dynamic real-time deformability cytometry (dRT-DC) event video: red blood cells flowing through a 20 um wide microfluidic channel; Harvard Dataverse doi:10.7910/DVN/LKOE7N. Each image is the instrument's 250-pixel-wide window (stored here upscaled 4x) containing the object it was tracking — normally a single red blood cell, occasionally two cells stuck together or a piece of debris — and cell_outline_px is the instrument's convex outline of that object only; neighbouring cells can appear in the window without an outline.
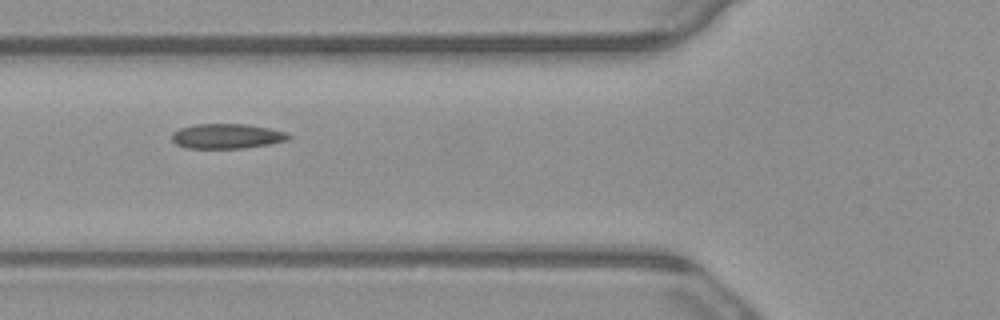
{"species": "common noctule bat (a hibernating species)", "species_latin": "Nyctalus noctula", "temperature_condition": "warm", "stored_images_in_passage": 4, "camera_frame_rate_fps": 3000, "um_per_image_px": 0.085, "animal": {"sex": "male", "body_mass_g": 23.1, "forearm_length_mm": 52.7}, "frame": {"image": 1, "passage_image": 2, "time_ms": 0.333, "image_size_px": [1000, 320], "cell_outline_px": [[292, 136], [288, 140], [268, 144], [244, 148], [184, 148], [176, 144], [172, 140], [172, 132], [180, 128], [196, 124], [248, 124], [288, 132]], "centroid_in_image_um": [19.29, 11.57], "position_along_channel_um": 106.5, "area_um2": 16.99}}
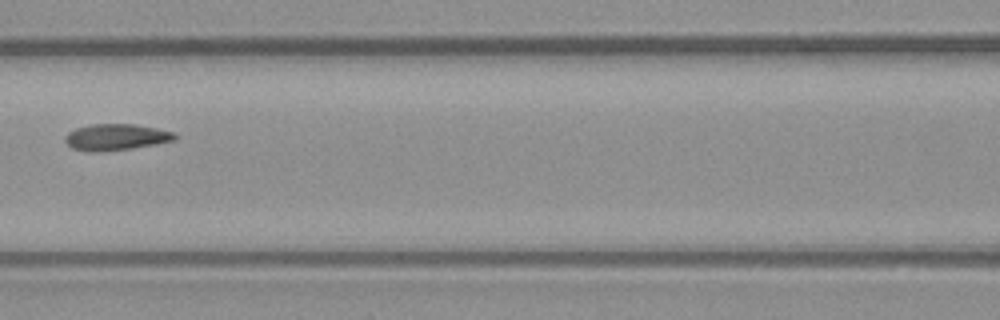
{"frame": {"image": 2, "passage_image": 3, "time_ms": 0.667, "image_size_px": [1000, 320], "cell_outline_px": [[180, 136], [176, 140], [156, 144], [132, 148], [96, 152], [88, 152], [72, 148], [64, 140], [64, 136], [68, 132], [76, 128], [92, 124], [132, 124], [156, 128], [176, 132]], "centroid_in_image_um": [9.89, 11.65], "position_along_channel_um": 156.7, "area_um2": 16.99}}
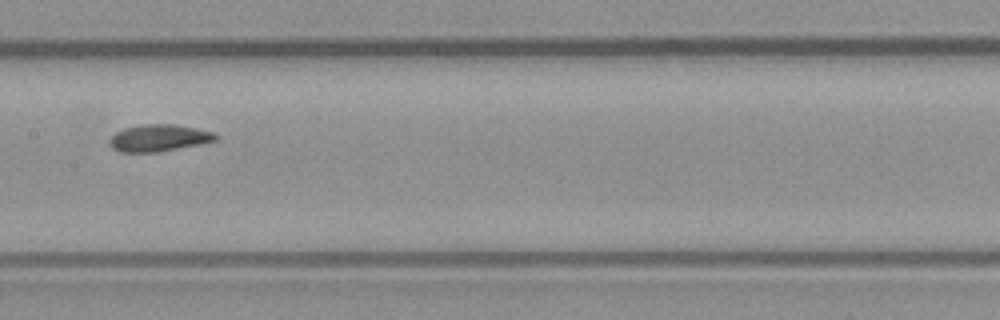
{"frame": {"image": 3, "passage_image": 4, "time_ms": 1.0, "image_size_px": [1000, 320], "cell_outline_px": [[220, 136], [216, 140], [200, 144], [160, 152], [120, 152], [112, 148], [108, 144], [108, 140], [116, 132], [124, 128], [140, 124], [172, 124], [196, 128], [212, 132]], "centroid_in_image_um": [13.48, 11.73], "position_along_channel_um": 193.9, "area_um2": 16.76}}